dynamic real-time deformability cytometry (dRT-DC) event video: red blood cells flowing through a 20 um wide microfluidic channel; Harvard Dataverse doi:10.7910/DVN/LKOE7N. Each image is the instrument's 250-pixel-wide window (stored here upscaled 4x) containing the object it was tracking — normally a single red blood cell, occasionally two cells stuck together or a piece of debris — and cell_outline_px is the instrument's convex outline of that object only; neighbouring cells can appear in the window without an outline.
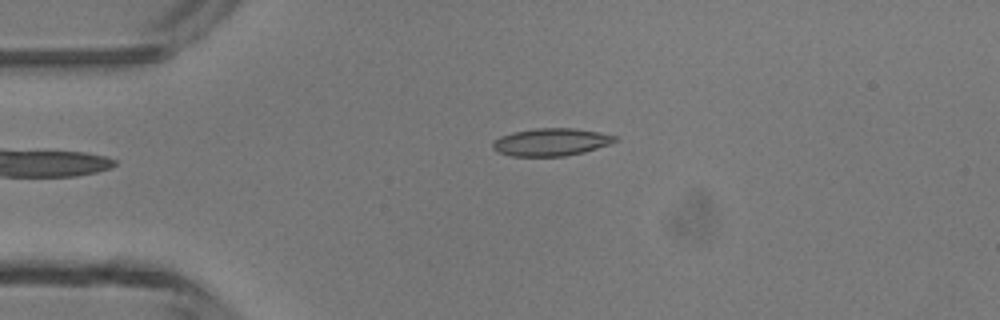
{"species": "common noctule bat (a hibernating species)", "species_latin": "Nyctalus noctula", "temperature_condition": "room temperature", "stored_images_in_passage": 4, "camera_frame_rate_fps": 3000, "um_per_image_px": 0.085, "animal": {"sex": "male", "body_mass_g": 13.3}, "frame": {"image": 1, "passage_image": 4, "time_ms": 3.333, "image_size_px": [1000, 320], "cell_outline_px": [[616, 140], [608, 144], [584, 152], [564, 156], [512, 156], [496, 152], [492, 148], [492, 144], [500, 136], [512, 132], [536, 128], [572, 128], [596, 132], [616, 136]], "centroid_in_image_um": [46.77, 12.08], "position_along_channel_um": 38.2, "area_um2": 19.42}}